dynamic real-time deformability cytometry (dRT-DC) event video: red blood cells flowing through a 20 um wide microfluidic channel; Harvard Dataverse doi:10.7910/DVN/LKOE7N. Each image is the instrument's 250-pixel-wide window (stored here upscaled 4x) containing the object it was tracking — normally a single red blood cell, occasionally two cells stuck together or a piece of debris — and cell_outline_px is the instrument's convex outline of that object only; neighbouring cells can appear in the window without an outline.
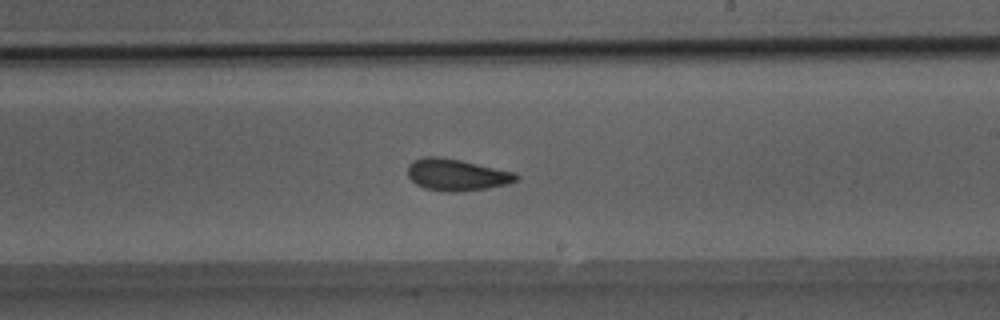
{"species": "Egyptian fruit bat (a non-hibernating species)", "species_latin": "Rousettus aegyptiacus", "temperature_condition": "room temperature", "stored_images_in_passage": 31, "camera_frame_rate_fps": 3000, "um_per_image_px": 0.085, "animal": {"sex": "male"}, "frame": {"image": 1, "passage_image": 14, "time_ms": 4.333, "image_size_px": [1000, 320], "cell_outline_px": [[520, 176], [516, 180], [508, 184], [488, 188], [456, 192], [448, 192], [424, 188], [416, 184], [408, 176], [408, 164], [412, 160], [424, 156], [440, 156], [460, 160], [516, 172]], "centroid_in_image_um": [38.81, 14.85], "position_along_channel_um": 250.2, "area_um2": 20.23}}
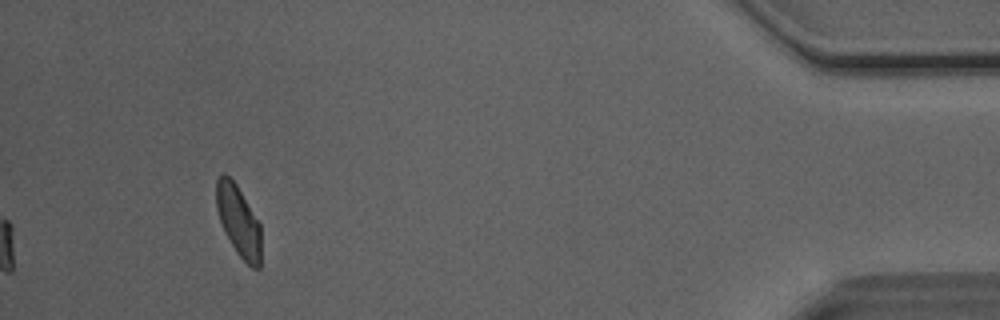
{"frame": {"image": 2, "passage_image": 31, "time_ms": 10.0, "image_size_px": [1000, 320], "cell_outline_px": [[260, 268], [252, 268], [236, 252], [224, 232], [216, 208], [216, 180], [224, 172], [236, 184], [260, 224]], "centroid_in_image_um": [20.26, 18.78], "position_along_channel_um": 414.9, "area_um2": 18.26}}